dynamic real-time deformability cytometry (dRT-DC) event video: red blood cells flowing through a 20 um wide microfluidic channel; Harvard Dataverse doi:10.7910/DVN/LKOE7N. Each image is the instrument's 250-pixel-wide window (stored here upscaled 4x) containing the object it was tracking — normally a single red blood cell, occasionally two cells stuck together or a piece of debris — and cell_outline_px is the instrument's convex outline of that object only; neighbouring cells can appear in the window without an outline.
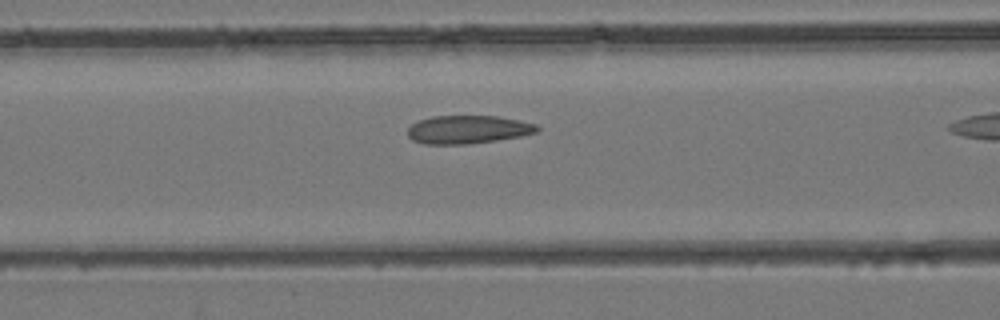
{"species": "common noctule bat (a hibernating species)", "species_latin": "Nyctalus noctula", "temperature_condition": "room temperature", "stored_images_in_passage": 8, "camera_frame_rate_fps": 3000, "um_per_image_px": 0.085, "animal": {"sex": "female", "body_mass_g": 24.6, "forearm_length_mm": 56.2}, "frame": {"image": 1, "passage_image": 7, "time_ms": 2.0, "image_size_px": [1000, 320], "cell_outline_px": [[540, 128], [536, 132], [520, 136], [496, 140], [468, 144], [424, 144], [412, 140], [408, 136], [408, 128], [412, 124], [420, 120], [432, 116], [496, 116], [536, 124]], "centroid_in_image_um": [39.74, 11.01], "position_along_channel_um": 126.9, "area_um2": 21.1}}